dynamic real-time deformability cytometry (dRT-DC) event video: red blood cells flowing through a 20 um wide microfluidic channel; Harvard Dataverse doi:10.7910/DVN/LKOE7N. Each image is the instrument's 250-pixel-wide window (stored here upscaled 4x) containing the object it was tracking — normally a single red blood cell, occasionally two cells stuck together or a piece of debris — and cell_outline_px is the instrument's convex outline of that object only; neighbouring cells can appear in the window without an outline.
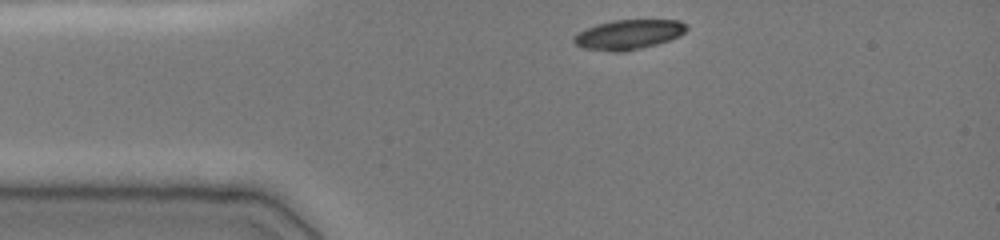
{"species": "common noctule bat (a hibernating species)", "species_latin": "Nyctalus noctula", "temperature_condition": "cold", "stored_images_in_passage": 12, "camera_frame_rate_fps": 3000, "um_per_image_px": 0.085, "animal": {"sex": "female", "body_mass_g": 19.0, "forearm_length_mm": 51.5}, "frame": {"image": 1, "passage_image": 1, "time_ms": 0.0, "image_size_px": [1000, 240], "cell_outline_px": [[688, 28], [680, 36], [656, 44], [624, 52], [612, 52], [584, 48], [576, 44], [572, 40], [572, 36], [596, 24], [612, 20], [680, 20], [688, 24]], "centroid_in_image_um": [53.44, 2.93], "position_along_channel_um": 31.6, "area_um2": 19.54}}
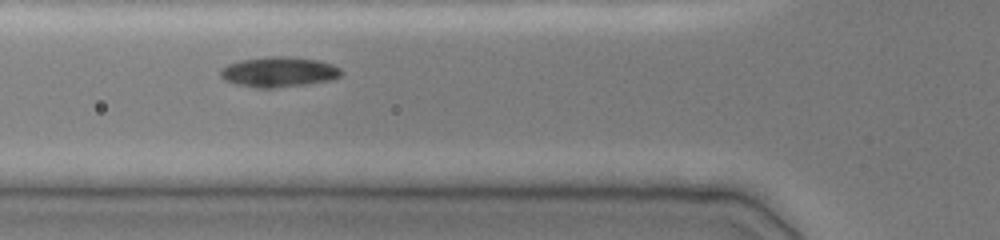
{"frame": {"image": 2, "passage_image": 7, "time_ms": 2.667, "image_size_px": [1000, 240], "cell_outline_px": [[344, 72], [340, 76], [332, 80], [304, 84], [272, 88], [256, 88], [236, 84], [224, 80], [220, 76], [220, 68], [228, 64], [240, 60], [268, 56], [292, 56], [316, 60], [332, 64], [340, 68]], "centroid_in_image_um": [23.68, 6.11], "position_along_channel_um": 102.1, "area_um2": 21.39}}
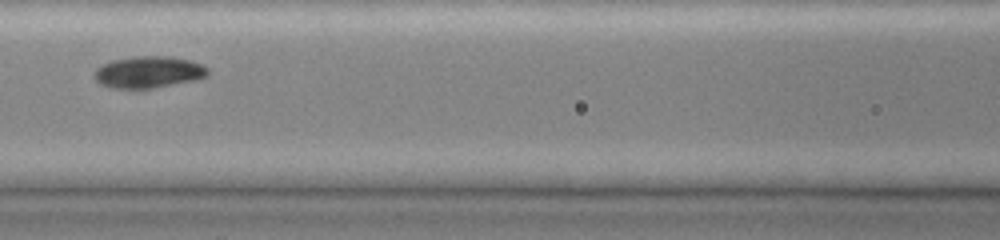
{"frame": {"image": 3, "passage_image": 10, "time_ms": 4.0, "image_size_px": [1000, 240], "cell_outline_px": [[208, 76], [196, 80], [152, 88], [116, 88], [100, 84], [96, 80], [96, 68], [112, 60], [136, 56], [168, 56], [192, 60], [204, 64], [208, 68]], "centroid_in_image_um": [12.7, 6.11], "position_along_channel_um": 153.9, "area_um2": 20.92}}